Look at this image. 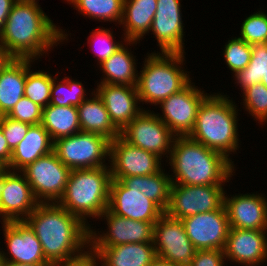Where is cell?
<instances>
[{
	"instance_id": "obj_1",
	"label": "cell",
	"mask_w": 267,
	"mask_h": 266,
	"mask_svg": "<svg viewBox=\"0 0 267 266\" xmlns=\"http://www.w3.org/2000/svg\"><path fill=\"white\" fill-rule=\"evenodd\" d=\"M24 221L41 242L51 265L76 258L83 254V247H89L90 225L58 203H39Z\"/></svg>"
},
{
	"instance_id": "obj_2",
	"label": "cell",
	"mask_w": 267,
	"mask_h": 266,
	"mask_svg": "<svg viewBox=\"0 0 267 266\" xmlns=\"http://www.w3.org/2000/svg\"><path fill=\"white\" fill-rule=\"evenodd\" d=\"M52 22L38 4L17 0L0 32V42L14 58L35 59L68 36Z\"/></svg>"
},
{
	"instance_id": "obj_3",
	"label": "cell",
	"mask_w": 267,
	"mask_h": 266,
	"mask_svg": "<svg viewBox=\"0 0 267 266\" xmlns=\"http://www.w3.org/2000/svg\"><path fill=\"white\" fill-rule=\"evenodd\" d=\"M169 158L175 174L173 184L224 185L234 171L232 160L189 136H175Z\"/></svg>"
},
{
	"instance_id": "obj_4",
	"label": "cell",
	"mask_w": 267,
	"mask_h": 266,
	"mask_svg": "<svg viewBox=\"0 0 267 266\" xmlns=\"http://www.w3.org/2000/svg\"><path fill=\"white\" fill-rule=\"evenodd\" d=\"M237 106L226 95L209 94L201 102L189 137L228 159L238 147Z\"/></svg>"
},
{
	"instance_id": "obj_5",
	"label": "cell",
	"mask_w": 267,
	"mask_h": 266,
	"mask_svg": "<svg viewBox=\"0 0 267 266\" xmlns=\"http://www.w3.org/2000/svg\"><path fill=\"white\" fill-rule=\"evenodd\" d=\"M108 167L71 170L65 192L58 204L86 223L108 209L111 171Z\"/></svg>"
},
{
	"instance_id": "obj_6",
	"label": "cell",
	"mask_w": 267,
	"mask_h": 266,
	"mask_svg": "<svg viewBox=\"0 0 267 266\" xmlns=\"http://www.w3.org/2000/svg\"><path fill=\"white\" fill-rule=\"evenodd\" d=\"M184 53H151L138 76L137 91L140 102L158 105L172 94L180 92L190 82L181 70Z\"/></svg>"
},
{
	"instance_id": "obj_7",
	"label": "cell",
	"mask_w": 267,
	"mask_h": 266,
	"mask_svg": "<svg viewBox=\"0 0 267 266\" xmlns=\"http://www.w3.org/2000/svg\"><path fill=\"white\" fill-rule=\"evenodd\" d=\"M53 151L58 159L71 170L107 167L110 140L97 133L80 131L54 141Z\"/></svg>"
},
{
	"instance_id": "obj_8",
	"label": "cell",
	"mask_w": 267,
	"mask_h": 266,
	"mask_svg": "<svg viewBox=\"0 0 267 266\" xmlns=\"http://www.w3.org/2000/svg\"><path fill=\"white\" fill-rule=\"evenodd\" d=\"M21 171L39 203H53V201L58 203L65 192L71 169L64 165L52 151L36 159Z\"/></svg>"
},
{
	"instance_id": "obj_9",
	"label": "cell",
	"mask_w": 267,
	"mask_h": 266,
	"mask_svg": "<svg viewBox=\"0 0 267 266\" xmlns=\"http://www.w3.org/2000/svg\"><path fill=\"white\" fill-rule=\"evenodd\" d=\"M222 185H180L171 183L169 204L165 211L176 219L220 209L224 205Z\"/></svg>"
},
{
	"instance_id": "obj_10",
	"label": "cell",
	"mask_w": 267,
	"mask_h": 266,
	"mask_svg": "<svg viewBox=\"0 0 267 266\" xmlns=\"http://www.w3.org/2000/svg\"><path fill=\"white\" fill-rule=\"evenodd\" d=\"M120 136L128 143L160 158L167 152L170 156L175 138V135L158 118L156 113L144 109L120 132Z\"/></svg>"
},
{
	"instance_id": "obj_11",
	"label": "cell",
	"mask_w": 267,
	"mask_h": 266,
	"mask_svg": "<svg viewBox=\"0 0 267 266\" xmlns=\"http://www.w3.org/2000/svg\"><path fill=\"white\" fill-rule=\"evenodd\" d=\"M153 245L157 257L190 266L197 249L189 240L181 219L164 213L154 224Z\"/></svg>"
},
{
	"instance_id": "obj_12",
	"label": "cell",
	"mask_w": 267,
	"mask_h": 266,
	"mask_svg": "<svg viewBox=\"0 0 267 266\" xmlns=\"http://www.w3.org/2000/svg\"><path fill=\"white\" fill-rule=\"evenodd\" d=\"M206 96L207 93L204 94L190 82L180 92L159 103L163 117L157 114L158 118L175 136H189L196 123L197 110Z\"/></svg>"
},
{
	"instance_id": "obj_13",
	"label": "cell",
	"mask_w": 267,
	"mask_h": 266,
	"mask_svg": "<svg viewBox=\"0 0 267 266\" xmlns=\"http://www.w3.org/2000/svg\"><path fill=\"white\" fill-rule=\"evenodd\" d=\"M109 158L112 179L148 176L161 170L160 157L128 143L121 136L110 141Z\"/></svg>"
},
{
	"instance_id": "obj_14",
	"label": "cell",
	"mask_w": 267,
	"mask_h": 266,
	"mask_svg": "<svg viewBox=\"0 0 267 266\" xmlns=\"http://www.w3.org/2000/svg\"><path fill=\"white\" fill-rule=\"evenodd\" d=\"M184 230L197 250H224L230 223L224 205L214 211L181 219Z\"/></svg>"
},
{
	"instance_id": "obj_15",
	"label": "cell",
	"mask_w": 267,
	"mask_h": 266,
	"mask_svg": "<svg viewBox=\"0 0 267 266\" xmlns=\"http://www.w3.org/2000/svg\"><path fill=\"white\" fill-rule=\"evenodd\" d=\"M100 217H105L109 231L98 236L89 228L90 247H111L128 243H153L156 222L135 221L113 214L107 209Z\"/></svg>"
},
{
	"instance_id": "obj_16",
	"label": "cell",
	"mask_w": 267,
	"mask_h": 266,
	"mask_svg": "<svg viewBox=\"0 0 267 266\" xmlns=\"http://www.w3.org/2000/svg\"><path fill=\"white\" fill-rule=\"evenodd\" d=\"M108 209L118 216L144 222H157L165 213L137 188H128L117 179L110 183Z\"/></svg>"
},
{
	"instance_id": "obj_17",
	"label": "cell",
	"mask_w": 267,
	"mask_h": 266,
	"mask_svg": "<svg viewBox=\"0 0 267 266\" xmlns=\"http://www.w3.org/2000/svg\"><path fill=\"white\" fill-rule=\"evenodd\" d=\"M39 202L34 197L30 184L24 175L6 167L2 183V193L0 198V216L3 222L24 221ZM22 214V215H21ZM22 216V217H21ZM25 216V217H24Z\"/></svg>"
},
{
	"instance_id": "obj_18",
	"label": "cell",
	"mask_w": 267,
	"mask_h": 266,
	"mask_svg": "<svg viewBox=\"0 0 267 266\" xmlns=\"http://www.w3.org/2000/svg\"><path fill=\"white\" fill-rule=\"evenodd\" d=\"M5 243L10 258L1 252L4 263L50 264L43 253L41 242L25 221L3 222Z\"/></svg>"
},
{
	"instance_id": "obj_19",
	"label": "cell",
	"mask_w": 267,
	"mask_h": 266,
	"mask_svg": "<svg viewBox=\"0 0 267 266\" xmlns=\"http://www.w3.org/2000/svg\"><path fill=\"white\" fill-rule=\"evenodd\" d=\"M180 7L179 0H157L150 31L156 36L163 53H184V26Z\"/></svg>"
},
{
	"instance_id": "obj_20",
	"label": "cell",
	"mask_w": 267,
	"mask_h": 266,
	"mask_svg": "<svg viewBox=\"0 0 267 266\" xmlns=\"http://www.w3.org/2000/svg\"><path fill=\"white\" fill-rule=\"evenodd\" d=\"M96 88L114 126L121 132L143 110L136 86L99 84Z\"/></svg>"
},
{
	"instance_id": "obj_21",
	"label": "cell",
	"mask_w": 267,
	"mask_h": 266,
	"mask_svg": "<svg viewBox=\"0 0 267 266\" xmlns=\"http://www.w3.org/2000/svg\"><path fill=\"white\" fill-rule=\"evenodd\" d=\"M267 230L230 228L224 256L246 266H256L267 259Z\"/></svg>"
},
{
	"instance_id": "obj_22",
	"label": "cell",
	"mask_w": 267,
	"mask_h": 266,
	"mask_svg": "<svg viewBox=\"0 0 267 266\" xmlns=\"http://www.w3.org/2000/svg\"><path fill=\"white\" fill-rule=\"evenodd\" d=\"M263 195H224V207L230 228L267 230V200Z\"/></svg>"
},
{
	"instance_id": "obj_23",
	"label": "cell",
	"mask_w": 267,
	"mask_h": 266,
	"mask_svg": "<svg viewBox=\"0 0 267 266\" xmlns=\"http://www.w3.org/2000/svg\"><path fill=\"white\" fill-rule=\"evenodd\" d=\"M101 266H150L157 257L153 243H128L111 247H91Z\"/></svg>"
},
{
	"instance_id": "obj_24",
	"label": "cell",
	"mask_w": 267,
	"mask_h": 266,
	"mask_svg": "<svg viewBox=\"0 0 267 266\" xmlns=\"http://www.w3.org/2000/svg\"><path fill=\"white\" fill-rule=\"evenodd\" d=\"M54 142L41 124L31 125L24 139L14 148L7 168L21 170L53 151Z\"/></svg>"
},
{
	"instance_id": "obj_25",
	"label": "cell",
	"mask_w": 267,
	"mask_h": 266,
	"mask_svg": "<svg viewBox=\"0 0 267 266\" xmlns=\"http://www.w3.org/2000/svg\"><path fill=\"white\" fill-rule=\"evenodd\" d=\"M157 9V0H124L123 17L125 39L130 42L140 41L149 30Z\"/></svg>"
},
{
	"instance_id": "obj_26",
	"label": "cell",
	"mask_w": 267,
	"mask_h": 266,
	"mask_svg": "<svg viewBox=\"0 0 267 266\" xmlns=\"http://www.w3.org/2000/svg\"><path fill=\"white\" fill-rule=\"evenodd\" d=\"M26 58H14L0 71V116L7 115L24 96Z\"/></svg>"
},
{
	"instance_id": "obj_27",
	"label": "cell",
	"mask_w": 267,
	"mask_h": 266,
	"mask_svg": "<svg viewBox=\"0 0 267 266\" xmlns=\"http://www.w3.org/2000/svg\"><path fill=\"white\" fill-rule=\"evenodd\" d=\"M77 107L81 131L97 133L112 141L120 136V131L112 123L102 99L94 93Z\"/></svg>"
},
{
	"instance_id": "obj_28",
	"label": "cell",
	"mask_w": 267,
	"mask_h": 266,
	"mask_svg": "<svg viewBox=\"0 0 267 266\" xmlns=\"http://www.w3.org/2000/svg\"><path fill=\"white\" fill-rule=\"evenodd\" d=\"M41 125L49 133L53 142L81 131L78 109L75 106L48 104L42 109Z\"/></svg>"
},
{
	"instance_id": "obj_29",
	"label": "cell",
	"mask_w": 267,
	"mask_h": 266,
	"mask_svg": "<svg viewBox=\"0 0 267 266\" xmlns=\"http://www.w3.org/2000/svg\"><path fill=\"white\" fill-rule=\"evenodd\" d=\"M100 65L106 74L100 84L137 86L138 71H136L135 58L124 45L102 61Z\"/></svg>"
},
{
	"instance_id": "obj_30",
	"label": "cell",
	"mask_w": 267,
	"mask_h": 266,
	"mask_svg": "<svg viewBox=\"0 0 267 266\" xmlns=\"http://www.w3.org/2000/svg\"><path fill=\"white\" fill-rule=\"evenodd\" d=\"M128 188H137L148 199L155 202L164 212L169 204L171 177L163 172L148 176H130L121 180Z\"/></svg>"
},
{
	"instance_id": "obj_31",
	"label": "cell",
	"mask_w": 267,
	"mask_h": 266,
	"mask_svg": "<svg viewBox=\"0 0 267 266\" xmlns=\"http://www.w3.org/2000/svg\"><path fill=\"white\" fill-rule=\"evenodd\" d=\"M82 14L104 21H116L123 17L124 0H67Z\"/></svg>"
},
{
	"instance_id": "obj_32",
	"label": "cell",
	"mask_w": 267,
	"mask_h": 266,
	"mask_svg": "<svg viewBox=\"0 0 267 266\" xmlns=\"http://www.w3.org/2000/svg\"><path fill=\"white\" fill-rule=\"evenodd\" d=\"M267 74V42L252 45V54L246 68L235 73L237 83L244 91L253 84L260 83Z\"/></svg>"
},
{
	"instance_id": "obj_33",
	"label": "cell",
	"mask_w": 267,
	"mask_h": 266,
	"mask_svg": "<svg viewBox=\"0 0 267 266\" xmlns=\"http://www.w3.org/2000/svg\"><path fill=\"white\" fill-rule=\"evenodd\" d=\"M32 59L26 58V82L24 96L45 108L51 101L53 77L42 71H30Z\"/></svg>"
},
{
	"instance_id": "obj_34",
	"label": "cell",
	"mask_w": 267,
	"mask_h": 266,
	"mask_svg": "<svg viewBox=\"0 0 267 266\" xmlns=\"http://www.w3.org/2000/svg\"><path fill=\"white\" fill-rule=\"evenodd\" d=\"M56 79L53 78L51 87V105L78 107L85 100V89L81 82L65 77L56 84Z\"/></svg>"
},
{
	"instance_id": "obj_35",
	"label": "cell",
	"mask_w": 267,
	"mask_h": 266,
	"mask_svg": "<svg viewBox=\"0 0 267 266\" xmlns=\"http://www.w3.org/2000/svg\"><path fill=\"white\" fill-rule=\"evenodd\" d=\"M246 110L258 121H267V87L263 83L253 84L243 91Z\"/></svg>"
},
{
	"instance_id": "obj_36",
	"label": "cell",
	"mask_w": 267,
	"mask_h": 266,
	"mask_svg": "<svg viewBox=\"0 0 267 266\" xmlns=\"http://www.w3.org/2000/svg\"><path fill=\"white\" fill-rule=\"evenodd\" d=\"M252 54V45L240 38L229 40L225 45V61L234 73L240 71L249 64Z\"/></svg>"
},
{
	"instance_id": "obj_37",
	"label": "cell",
	"mask_w": 267,
	"mask_h": 266,
	"mask_svg": "<svg viewBox=\"0 0 267 266\" xmlns=\"http://www.w3.org/2000/svg\"><path fill=\"white\" fill-rule=\"evenodd\" d=\"M241 37L250 45L267 42V14L261 11L247 17L241 26Z\"/></svg>"
},
{
	"instance_id": "obj_38",
	"label": "cell",
	"mask_w": 267,
	"mask_h": 266,
	"mask_svg": "<svg viewBox=\"0 0 267 266\" xmlns=\"http://www.w3.org/2000/svg\"><path fill=\"white\" fill-rule=\"evenodd\" d=\"M42 109L38 104L23 96L6 116L16 121L37 125L42 121Z\"/></svg>"
},
{
	"instance_id": "obj_39",
	"label": "cell",
	"mask_w": 267,
	"mask_h": 266,
	"mask_svg": "<svg viewBox=\"0 0 267 266\" xmlns=\"http://www.w3.org/2000/svg\"><path fill=\"white\" fill-rule=\"evenodd\" d=\"M93 39V48H95V56L98 57L99 63L109 58L123 44L113 41L112 32L108 29H96L91 34Z\"/></svg>"
},
{
	"instance_id": "obj_40",
	"label": "cell",
	"mask_w": 267,
	"mask_h": 266,
	"mask_svg": "<svg viewBox=\"0 0 267 266\" xmlns=\"http://www.w3.org/2000/svg\"><path fill=\"white\" fill-rule=\"evenodd\" d=\"M30 126L6 115L0 116V127L11 151L24 139Z\"/></svg>"
},
{
	"instance_id": "obj_41",
	"label": "cell",
	"mask_w": 267,
	"mask_h": 266,
	"mask_svg": "<svg viewBox=\"0 0 267 266\" xmlns=\"http://www.w3.org/2000/svg\"><path fill=\"white\" fill-rule=\"evenodd\" d=\"M224 259L221 249L197 250L190 266H223Z\"/></svg>"
},
{
	"instance_id": "obj_42",
	"label": "cell",
	"mask_w": 267,
	"mask_h": 266,
	"mask_svg": "<svg viewBox=\"0 0 267 266\" xmlns=\"http://www.w3.org/2000/svg\"><path fill=\"white\" fill-rule=\"evenodd\" d=\"M96 258H98V256L94 251L92 252L91 250L86 252L84 250L83 254L77 256L76 258L56 262L51 266H97L99 263L96 262Z\"/></svg>"
},
{
	"instance_id": "obj_43",
	"label": "cell",
	"mask_w": 267,
	"mask_h": 266,
	"mask_svg": "<svg viewBox=\"0 0 267 266\" xmlns=\"http://www.w3.org/2000/svg\"><path fill=\"white\" fill-rule=\"evenodd\" d=\"M12 151L9 148L8 142L4 137V134L0 127V162L6 167L9 165L11 160Z\"/></svg>"
},
{
	"instance_id": "obj_44",
	"label": "cell",
	"mask_w": 267,
	"mask_h": 266,
	"mask_svg": "<svg viewBox=\"0 0 267 266\" xmlns=\"http://www.w3.org/2000/svg\"><path fill=\"white\" fill-rule=\"evenodd\" d=\"M16 1L17 0H0V32L2 31L11 8Z\"/></svg>"
},
{
	"instance_id": "obj_45",
	"label": "cell",
	"mask_w": 267,
	"mask_h": 266,
	"mask_svg": "<svg viewBox=\"0 0 267 266\" xmlns=\"http://www.w3.org/2000/svg\"><path fill=\"white\" fill-rule=\"evenodd\" d=\"M14 57L7 51V49L0 42V71L9 64Z\"/></svg>"
},
{
	"instance_id": "obj_46",
	"label": "cell",
	"mask_w": 267,
	"mask_h": 266,
	"mask_svg": "<svg viewBox=\"0 0 267 266\" xmlns=\"http://www.w3.org/2000/svg\"><path fill=\"white\" fill-rule=\"evenodd\" d=\"M150 266H183V265H179L178 263L169 262V261L164 260V259H162L160 257H156L152 261Z\"/></svg>"
},
{
	"instance_id": "obj_47",
	"label": "cell",
	"mask_w": 267,
	"mask_h": 266,
	"mask_svg": "<svg viewBox=\"0 0 267 266\" xmlns=\"http://www.w3.org/2000/svg\"><path fill=\"white\" fill-rule=\"evenodd\" d=\"M3 266H51V264L4 263Z\"/></svg>"
},
{
	"instance_id": "obj_48",
	"label": "cell",
	"mask_w": 267,
	"mask_h": 266,
	"mask_svg": "<svg viewBox=\"0 0 267 266\" xmlns=\"http://www.w3.org/2000/svg\"><path fill=\"white\" fill-rule=\"evenodd\" d=\"M3 178H4V170L0 173V198H1V193H2Z\"/></svg>"
},
{
	"instance_id": "obj_49",
	"label": "cell",
	"mask_w": 267,
	"mask_h": 266,
	"mask_svg": "<svg viewBox=\"0 0 267 266\" xmlns=\"http://www.w3.org/2000/svg\"><path fill=\"white\" fill-rule=\"evenodd\" d=\"M261 83H263L267 87V74L262 78Z\"/></svg>"
},
{
	"instance_id": "obj_50",
	"label": "cell",
	"mask_w": 267,
	"mask_h": 266,
	"mask_svg": "<svg viewBox=\"0 0 267 266\" xmlns=\"http://www.w3.org/2000/svg\"><path fill=\"white\" fill-rule=\"evenodd\" d=\"M19 1L38 4L36 0H19Z\"/></svg>"
},
{
	"instance_id": "obj_51",
	"label": "cell",
	"mask_w": 267,
	"mask_h": 266,
	"mask_svg": "<svg viewBox=\"0 0 267 266\" xmlns=\"http://www.w3.org/2000/svg\"><path fill=\"white\" fill-rule=\"evenodd\" d=\"M6 168L5 165H3L1 162H0V173Z\"/></svg>"
},
{
	"instance_id": "obj_52",
	"label": "cell",
	"mask_w": 267,
	"mask_h": 266,
	"mask_svg": "<svg viewBox=\"0 0 267 266\" xmlns=\"http://www.w3.org/2000/svg\"><path fill=\"white\" fill-rule=\"evenodd\" d=\"M4 265V262L2 260V257H1V251H0V266H3Z\"/></svg>"
}]
</instances>
